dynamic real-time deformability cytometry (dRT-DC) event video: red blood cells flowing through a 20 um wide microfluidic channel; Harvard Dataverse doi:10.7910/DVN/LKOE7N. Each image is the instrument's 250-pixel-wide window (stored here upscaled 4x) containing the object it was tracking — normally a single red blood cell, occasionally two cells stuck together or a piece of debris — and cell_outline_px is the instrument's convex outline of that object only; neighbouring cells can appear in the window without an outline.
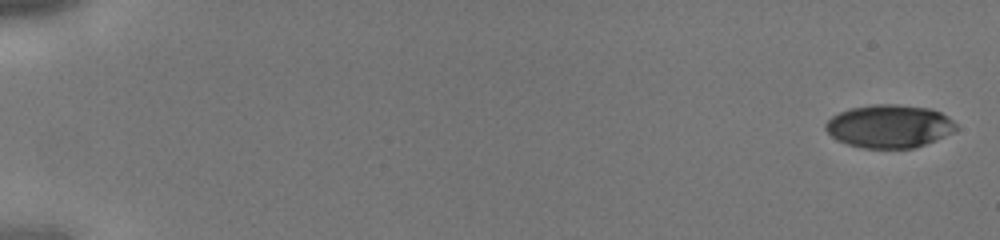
{"species": "human", "species_latin": "Homo sapiens", "temperature_condition": "cold", "stored_images_in_passage": 8, "camera_frame_rate_fps": 3000, "um_per_image_px": 0.085, "donor": {"sex": "male"}, "frame": {"image": 1, "passage_image": 1, "time_ms": 0.0, "image_size_px": [1000, 240], "cell_outline_px": [[956, 132], [916, 148], [860, 148], [836, 140], [824, 128], [824, 124], [832, 116], [840, 112], [852, 108], [872, 104], [896, 104], [932, 108], [948, 116], [956, 124]], "centroid_in_image_um": [75.61, 10.73], "position_along_channel_um": 9.4, "area_um2": 33.06}}
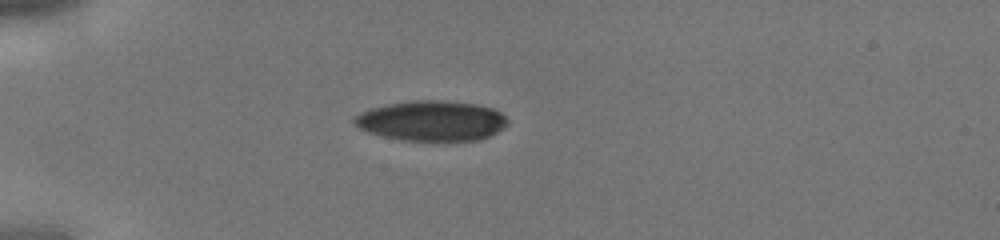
{"frame": {"image": 2, "passage_image": 6, "time_ms": 1.667, "image_size_px": [1000, 240], "cell_outline_px": [[508, 124], [504, 128], [480, 140], [432, 144], [400, 140], [368, 132], [352, 124], [352, 116], [368, 108], [388, 104], [412, 100], [440, 100], [476, 104], [492, 108], [500, 112], [508, 120]], "centroid_in_image_um": [36.66, 10.31], "position_along_channel_um": 48.3, "area_um2": 37.17}}
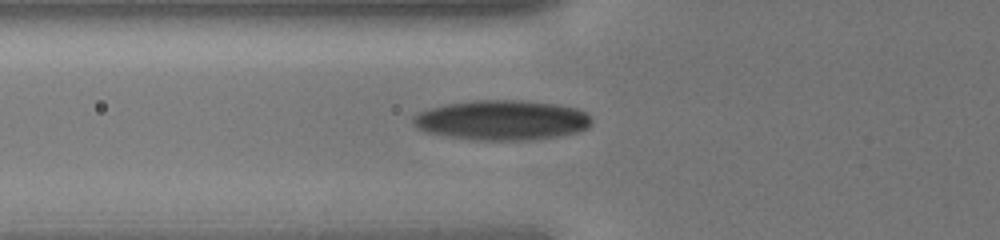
{"frame": {"image": 3, "passage_image": 8, "time_ms": 2.333, "image_size_px": [1000, 240], "cell_outline_px": [[592, 124], [588, 128], [576, 132], [556, 136], [524, 140], [476, 140], [448, 136], [428, 132], [416, 128], [412, 124], [412, 116], [420, 112], [444, 104], [472, 100], [520, 100], [556, 104], [576, 108], [592, 116]], "centroid_in_image_um": [42.66, 10.2], "position_along_channel_um": 83.1, "area_um2": 41.5}}